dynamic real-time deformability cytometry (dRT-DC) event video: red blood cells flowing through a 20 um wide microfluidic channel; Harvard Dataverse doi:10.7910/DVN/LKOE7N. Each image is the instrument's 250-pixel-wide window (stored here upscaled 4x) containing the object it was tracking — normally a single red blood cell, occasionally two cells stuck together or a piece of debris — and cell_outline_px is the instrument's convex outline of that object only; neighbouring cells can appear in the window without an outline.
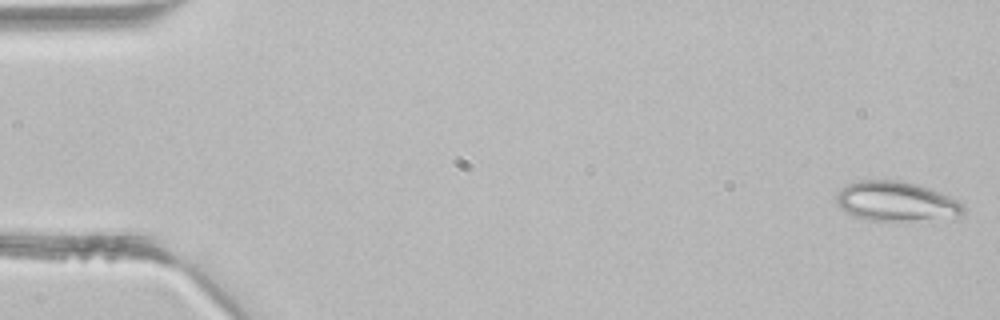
{"species": "common noctule bat (a hibernating species)", "species_latin": "Nyctalus noctula", "temperature_condition": "room temperature", "stored_images_in_passage": 43, "camera_frame_rate_fps": 3000, "um_per_image_px": 0.085, "animal": {"sex": "male", "body_mass_g": 21.5, "forearm_length_mm": 52.0}, "frame": {"image": 1, "passage_image": 1, "time_ms": 0.0, "image_size_px": [1000, 320], "cell_outline_px": [[964, 216], [952, 220], [868, 220], [852, 216], [840, 208], [836, 204], [836, 192], [840, 188], [848, 184], [860, 180], [904, 180], [940, 192], [964, 204]], "centroid_in_image_um": [76.21, 17.14], "position_along_channel_um": 8.8, "area_um2": 30.0}}
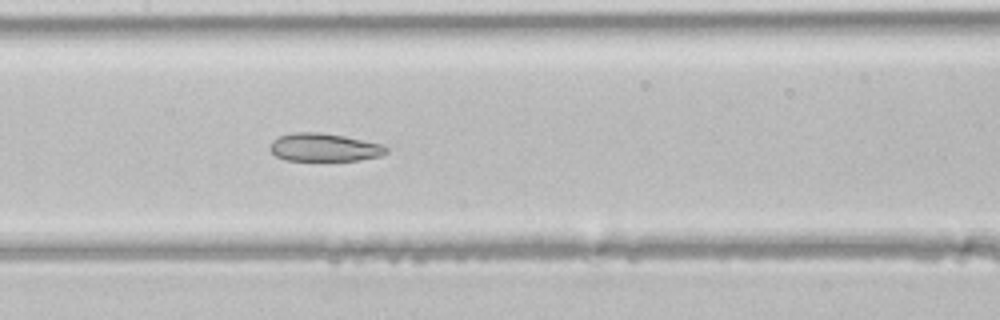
{"frame": {"image": 2, "passage_image": 21, "time_ms": 6.667, "image_size_px": [1000, 320], "cell_outline_px": [[388, 152], [380, 156], [360, 160], [284, 160], [276, 156], [268, 148], [272, 140], [280, 136], [292, 132], [320, 132], [344, 136], [380, 144], [388, 148]], "centroid_in_image_um": [27.52, 12.52], "position_along_channel_um": 179.9, "area_um2": 18.96}}
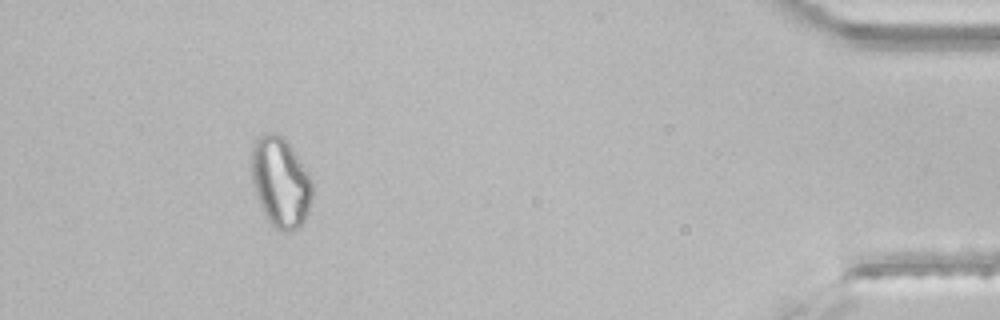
{"frame": {"image": 3, "passage_image": 40, "time_ms": 13.0, "image_size_px": [1000, 320], "cell_outline_px": [[312, 200], [308, 212], [300, 228], [292, 232], [284, 232], [276, 228], [268, 220], [256, 196], [252, 180], [252, 148], [256, 136], [264, 132], [272, 132], [280, 136], [288, 144], [312, 180]], "centroid_in_image_um": [23.84, 15.51], "position_along_channel_um": 411.4, "area_um2": 31.67}}